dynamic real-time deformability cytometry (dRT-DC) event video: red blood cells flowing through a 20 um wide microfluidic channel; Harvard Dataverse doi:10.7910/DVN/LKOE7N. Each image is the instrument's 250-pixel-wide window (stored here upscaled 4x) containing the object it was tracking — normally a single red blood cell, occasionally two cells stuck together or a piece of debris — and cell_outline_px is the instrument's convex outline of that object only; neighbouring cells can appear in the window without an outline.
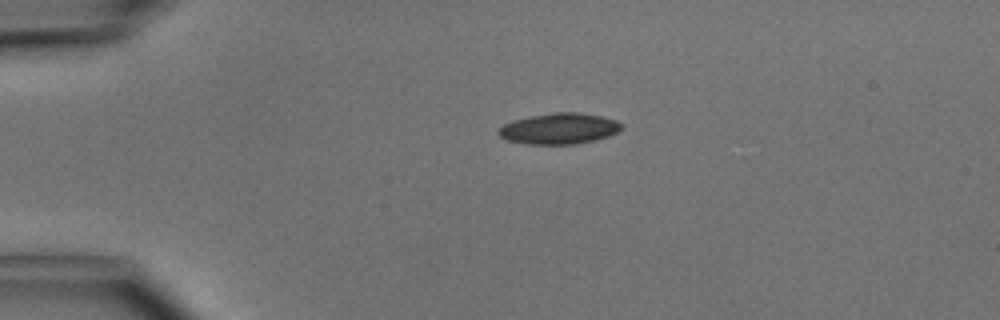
{"species": "common noctule bat (a hibernating species)", "species_latin": "Nyctalus noctula", "temperature_condition": "cold", "stored_images_in_passage": 39, "camera_frame_rate_fps": 3000, "um_per_image_px": 0.085, "animal": {"sex": "male", "body_mass_g": 15.6}, "frame": {"image": 1, "passage_image": 1, "time_ms": 0.0, "image_size_px": [1000, 320], "cell_outline_px": [[624, 124], [616, 132], [608, 136], [596, 140], [576, 144], [528, 144], [508, 140], [500, 136], [496, 132], [504, 124], [512, 120], [528, 116], [556, 112], [576, 112], [604, 116], [616, 120]], "centroid_in_image_um": [47.53, 10.92], "position_along_channel_um": 37.5, "area_um2": 22.25}}
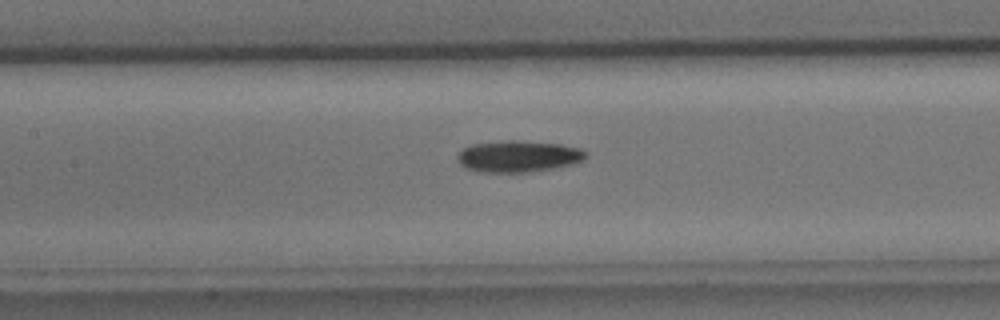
{"frame": {"image": 2, "passage_image": 13, "time_ms": 4.0, "image_size_px": [1000, 320], "cell_outline_px": [[588, 152], [584, 160], [552, 168], [528, 172], [476, 172], [464, 168], [456, 160], [456, 156], [464, 148], [472, 144], [508, 140], [516, 140], [560, 144], [580, 148]], "centroid_in_image_um": [44.01, 13.29], "position_along_channel_um": 163.4, "area_um2": 23.58}}
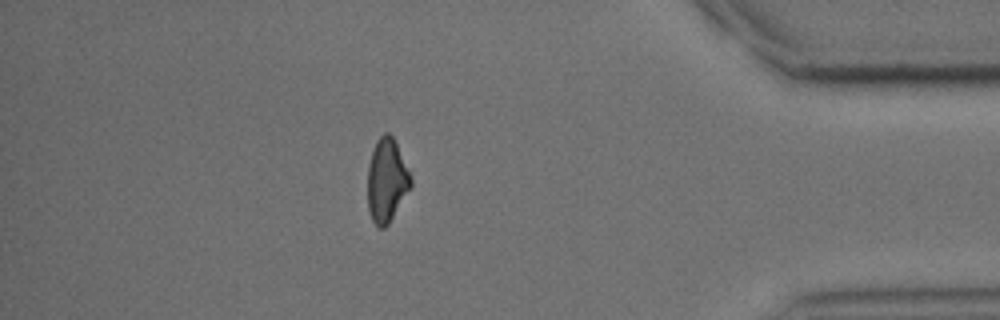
{"frame": {"image": 3, "passage_image": 33, "time_ms": 10.667, "image_size_px": [1000, 320], "cell_outline_px": [[412, 184], [388, 224], [384, 228], [380, 228], [372, 220], [368, 208], [368, 164], [376, 140], [384, 132], [388, 132], [392, 136], [396, 144], [412, 180]], "centroid_in_image_um": [32.84, 15.33], "position_along_channel_um": 402.4, "area_um2": 20.52}, "authors_computed_cell_mechanics": {"area_um2": 22.5998, "velocity_mm_per_s": 4.1006, "shape_relaxation_time_tau1_ms": 3.6164, "shape_relaxation_time_tau2_ms": 8.9306, "deformation_change_tau1": 0.1185, "deformation_change_tau2": 0.1901}}